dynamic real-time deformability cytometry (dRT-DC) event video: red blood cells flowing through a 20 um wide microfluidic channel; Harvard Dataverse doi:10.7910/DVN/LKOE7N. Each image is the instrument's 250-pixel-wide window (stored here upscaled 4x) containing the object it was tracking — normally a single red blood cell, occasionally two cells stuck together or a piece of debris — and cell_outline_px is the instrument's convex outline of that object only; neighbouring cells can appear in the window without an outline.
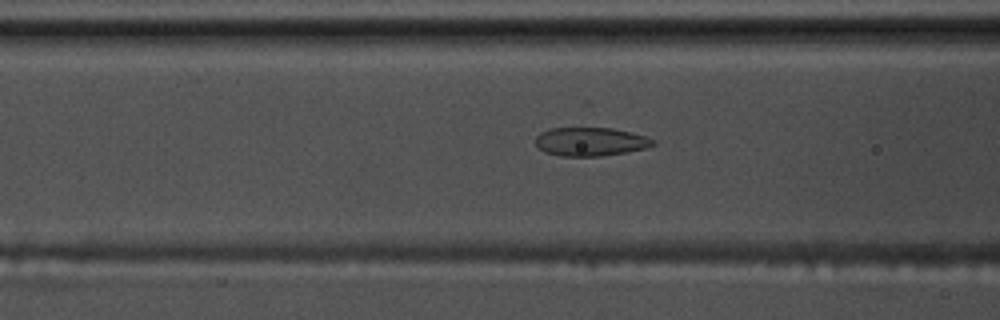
{"species": "common noctule bat (a hibernating species)", "species_latin": "Nyctalus noctula", "temperature_condition": "warm", "stored_images_in_passage": 48, "camera_frame_rate_fps": 3000, "um_per_image_px": 0.085, "animal": {"sex": "male", "body_mass_g": 17.5, "forearm_length_mm": 52.3}, "frame": {"image": 1, "passage_image": 15, "time_ms": 4.667, "image_size_px": [1000, 320], "cell_outline_px": [[656, 144], [644, 148], [604, 156], [560, 156], [544, 152], [536, 144], [536, 136], [540, 132], [548, 128], [612, 128], [644, 136], [656, 140]], "centroid_in_image_um": [50.16, 12.04], "position_along_channel_um": 116.4, "area_um2": 19.48}}
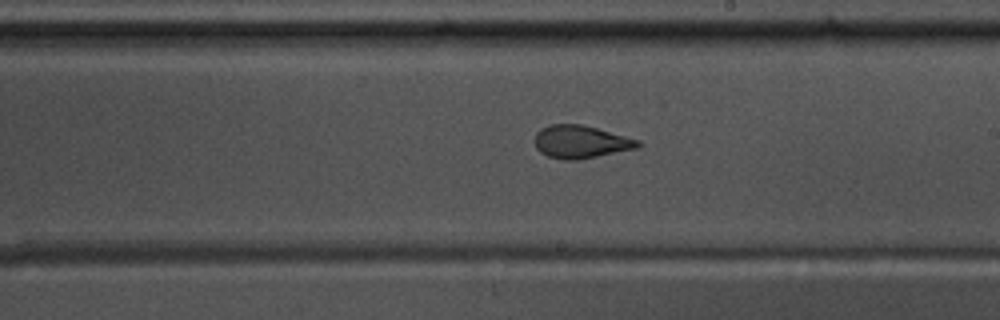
{"frame": {"image": 2, "passage_image": 25, "time_ms": 8.0, "image_size_px": [1000, 320], "cell_outline_px": [[640, 148], [576, 160], [564, 160], [548, 156], [540, 152], [536, 148], [536, 132], [540, 128], [552, 124], [580, 124], [596, 128], [640, 140]], "centroid_in_image_um": [49.37, 12.06], "position_along_channel_um": 239.6, "area_um2": 19.65}}
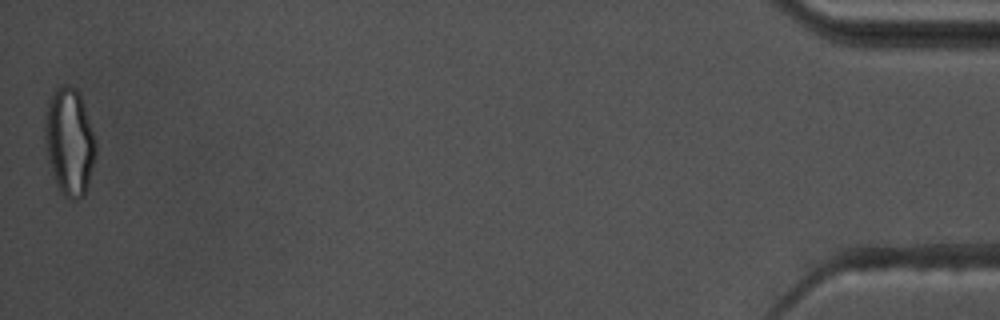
{"frame": {"image": 3, "passage_image": 48, "time_ms": 15.667, "image_size_px": [1000, 320], "cell_outline_px": [[96, 152], [88, 184], [84, 196], [76, 200], [68, 200], [64, 196], [56, 184], [48, 156], [44, 136], [44, 112], [48, 100], [52, 92], [56, 88], [64, 84], [68, 84], [76, 88], [80, 92], [96, 140]], "centroid_in_image_um": [5.89, 12.0], "position_along_channel_um": 429.3, "area_um2": 32.14}, "authors_computed_cell_mechanics": {"area_um2": 20.8947, "velocity_mm_per_s": 3.7097, "shape_relaxation_time_tau1_ms": null, "shape_relaxation_time_tau2_ms": 1.2545, "deformation_change_tau1": null, "deformation_change_tau2": 0.0791}}